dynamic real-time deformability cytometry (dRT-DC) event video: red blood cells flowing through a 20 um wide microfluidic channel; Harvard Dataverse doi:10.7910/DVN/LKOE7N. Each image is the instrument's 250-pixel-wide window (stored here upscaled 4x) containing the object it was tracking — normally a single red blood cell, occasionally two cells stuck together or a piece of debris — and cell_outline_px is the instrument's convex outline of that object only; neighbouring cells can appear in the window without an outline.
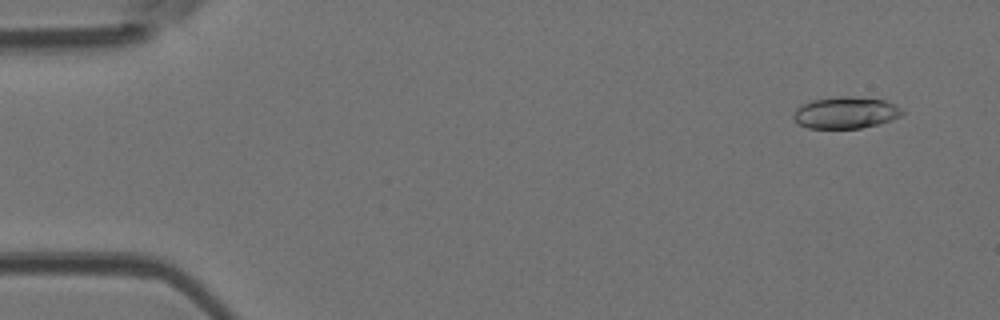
{"species": "Egyptian fruit bat (a non-hibernating species)", "species_latin": "Rousettus aegyptiacus", "temperature_condition": "room temperature", "stored_images_in_passage": 49, "camera_frame_rate_fps": 3000, "um_per_image_px": 0.085, "animal": {"sex": "female"}, "frame": {"image": 1, "passage_image": 4, "time_ms": 1.0, "image_size_px": [1000, 320], "cell_outline_px": [[904, 112], [900, 116], [892, 120], [880, 124], [860, 128], [808, 128], [796, 124], [792, 116], [796, 108], [812, 100], [840, 96], [852, 96], [884, 100], [900, 108]], "centroid_in_image_um": [71.85, 9.59], "position_along_channel_um": 13.1, "area_um2": 20.11}}
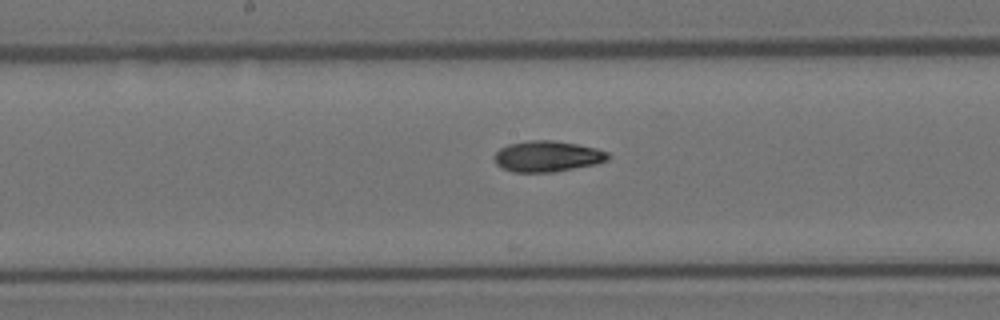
{"frame": {"image": 2, "passage_image": 26, "time_ms": 8.333, "image_size_px": [1000, 320], "cell_outline_px": [[608, 160], [596, 164], [556, 172], [512, 172], [496, 164], [492, 156], [500, 148], [508, 144], [532, 140], [552, 140], [576, 144], [596, 148], [608, 152]], "centroid_in_image_um": [46.5, 13.29], "position_along_channel_um": 201.7, "area_um2": 20.52}}
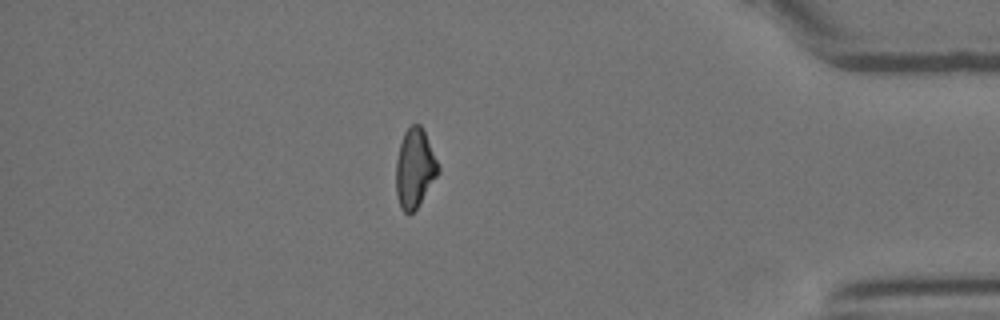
{"frame": {"image": 3, "passage_image": 43, "time_ms": 14.0, "image_size_px": [1000, 320], "cell_outline_px": [[440, 172], [416, 208], [408, 216], [400, 208], [396, 196], [396, 160], [400, 144], [404, 132], [412, 124], [420, 124], [424, 132], [440, 168]], "centroid_in_image_um": [35.23, 14.34], "position_along_channel_um": 400.0, "area_um2": 19.31}, "authors_computed_cell_mechanics": {"area_um2": 19.9988, "velocity_mm_per_s": 4.1626, "shape_relaxation_time_tau1_ms": 9.8098, "shape_relaxation_time_tau2_ms": 10.8187, "deformation_change_tau1": 0.2313, "deformation_change_tau2": 0.2065}}